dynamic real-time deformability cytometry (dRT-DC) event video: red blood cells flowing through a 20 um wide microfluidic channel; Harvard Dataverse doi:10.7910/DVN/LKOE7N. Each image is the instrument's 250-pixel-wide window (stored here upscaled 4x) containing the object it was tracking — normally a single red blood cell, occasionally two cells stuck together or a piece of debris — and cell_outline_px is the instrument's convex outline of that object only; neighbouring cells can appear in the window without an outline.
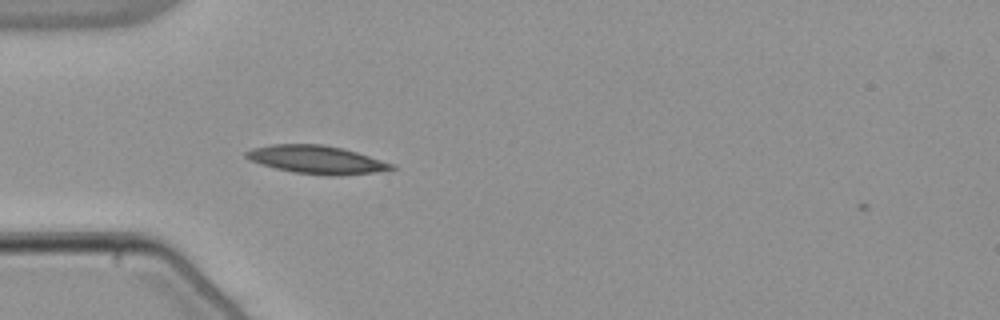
{"species": "common noctule bat (a hibernating species)", "species_latin": "Nyctalus noctula", "temperature_condition": "warm", "stored_images_in_passage": 2, "camera_frame_rate_fps": 3000, "um_per_image_px": 0.085, "animal": {"sex": "male", "body_mass_g": 21.5, "forearm_length_mm": 52.0}, "frame": {"image": 1, "passage_image": 1, "time_ms": 0.0, "image_size_px": [1000, 320], "cell_outline_px": [[396, 168], [372, 172], [328, 176], [292, 172], [260, 164], [244, 156], [244, 152], [252, 148], [272, 144], [324, 144], [356, 152], [392, 164]], "centroid_in_image_um": [26.82, 13.56], "position_along_channel_um": 58.2, "area_um2": 23.41}}